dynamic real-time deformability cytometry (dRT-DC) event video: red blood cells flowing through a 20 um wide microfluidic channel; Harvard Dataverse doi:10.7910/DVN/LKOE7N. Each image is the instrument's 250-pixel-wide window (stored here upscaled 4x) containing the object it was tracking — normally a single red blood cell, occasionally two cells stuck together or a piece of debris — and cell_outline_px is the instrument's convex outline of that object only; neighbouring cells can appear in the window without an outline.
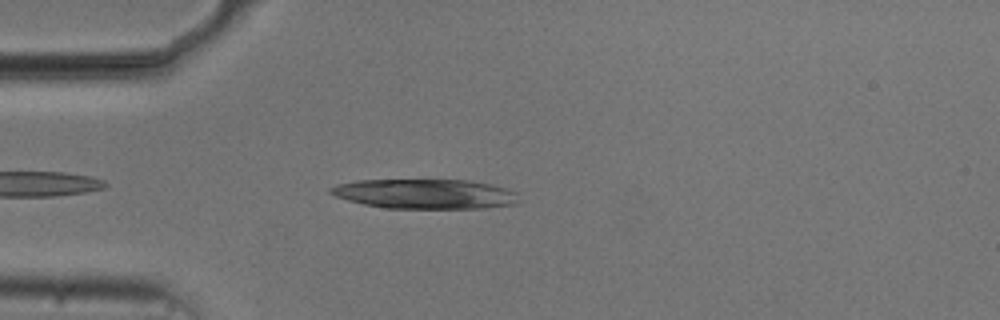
{"species": "common noctule bat (a hibernating species)", "species_latin": "Nyctalus noctula", "temperature_condition": "cold", "stored_images_in_passage": 40, "camera_frame_rate_fps": 3000, "um_per_image_px": 0.085, "animal": {"sex": "male", "body_mass_g": 20.5, "forearm_length_mm": 52.5}, "frame": {"image": 1, "passage_image": 1, "time_ms": 0.0, "image_size_px": [1000, 320], "cell_outline_px": [[516, 204], [484, 208], [384, 208], [364, 204], [348, 200], [336, 196], [328, 192], [328, 188], [336, 184], [356, 180], [468, 180], [488, 184], [504, 188], [516, 192]], "centroid_in_image_um": [36.06, 16.48], "position_along_channel_um": 48.9, "area_um2": 32.43}}